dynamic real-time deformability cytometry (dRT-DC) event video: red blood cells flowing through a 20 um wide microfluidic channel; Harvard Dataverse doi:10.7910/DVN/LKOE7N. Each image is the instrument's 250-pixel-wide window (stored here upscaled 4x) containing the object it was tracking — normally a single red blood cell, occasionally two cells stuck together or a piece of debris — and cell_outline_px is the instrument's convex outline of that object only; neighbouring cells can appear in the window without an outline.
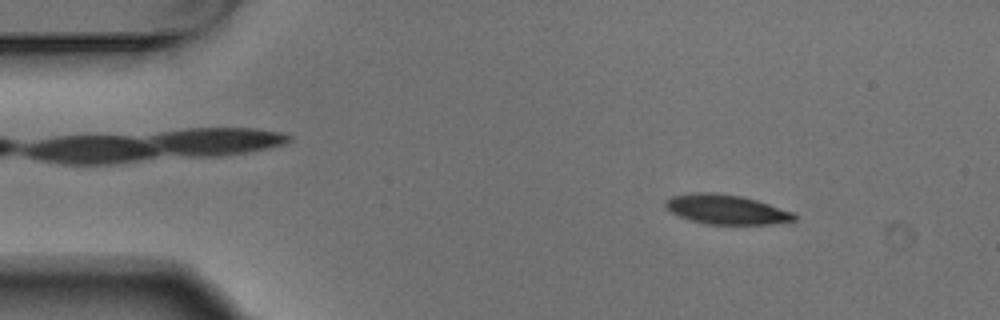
{"species": "Egyptian fruit bat (a non-hibernating species)", "species_latin": "Rousettus aegyptiacus", "temperature_condition": "warm", "stored_images_in_passage": 3, "camera_frame_rate_fps": 3000, "um_per_image_px": 0.085, "animal": {"sex": "male"}, "frame": {"image": 1, "passage_image": 1, "time_ms": 0.0, "image_size_px": [1000, 320], "cell_outline_px": [[796, 220], [772, 224], [708, 224], [692, 220], [680, 216], [664, 208], [664, 200], [668, 196], [696, 192], [716, 192], [740, 196], [756, 200], [792, 212], [796, 216]], "centroid_in_image_um": [61.67, 17.79], "position_along_channel_um": 23.3, "area_um2": 22.14}}